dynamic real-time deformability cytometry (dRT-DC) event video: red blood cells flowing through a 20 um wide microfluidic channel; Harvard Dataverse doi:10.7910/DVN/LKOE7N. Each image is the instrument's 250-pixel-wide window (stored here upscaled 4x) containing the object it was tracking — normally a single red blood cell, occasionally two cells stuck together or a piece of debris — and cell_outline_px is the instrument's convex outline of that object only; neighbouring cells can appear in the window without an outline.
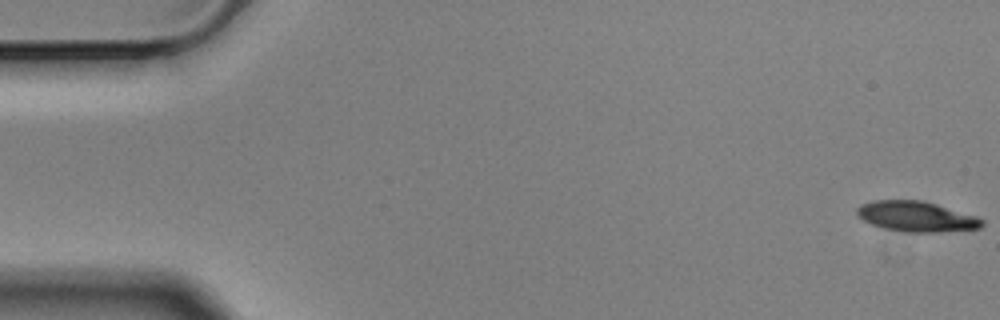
{"species": "Egyptian fruit bat (a non-hibernating species)", "species_latin": "Rousettus aegyptiacus", "temperature_condition": "cold", "stored_images_in_passage": 16, "camera_frame_rate_fps": 3000, "um_per_image_px": 0.085, "animal": {"sex": "male"}, "frame": {"image": 1, "passage_image": 1, "time_ms": 0.0, "image_size_px": [1000, 320], "cell_outline_px": [[984, 224], [980, 228], [936, 232], [908, 232], [884, 228], [872, 224], [864, 220], [856, 212], [856, 208], [860, 204], [872, 200], [924, 200], [976, 216], [984, 220]], "centroid_in_image_um": [77.89, 18.39], "position_along_channel_um": 7.1, "area_um2": 22.02}}
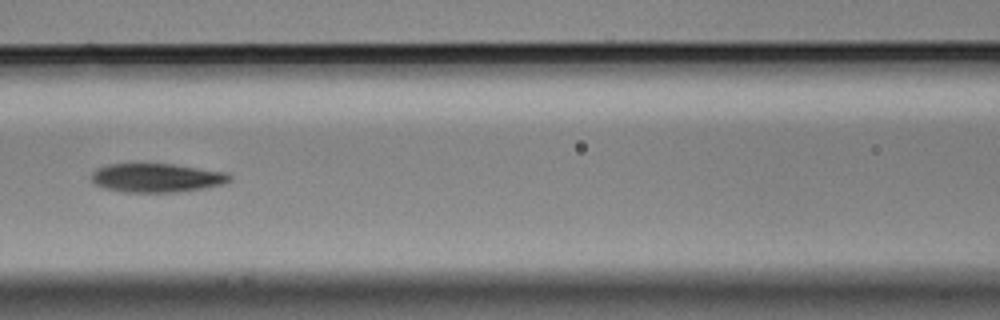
{"frame": {"image": 2, "passage_image": 7, "time_ms": 2.0, "image_size_px": [1000, 320], "cell_outline_px": [[232, 180], [224, 184], [204, 188], [176, 192], [124, 192], [104, 188], [96, 184], [92, 180], [92, 172], [96, 168], [108, 164], [172, 164], [228, 172], [232, 176]], "centroid_in_image_um": [13.35, 15.11], "position_along_channel_um": 153.2, "area_um2": 23.29}}
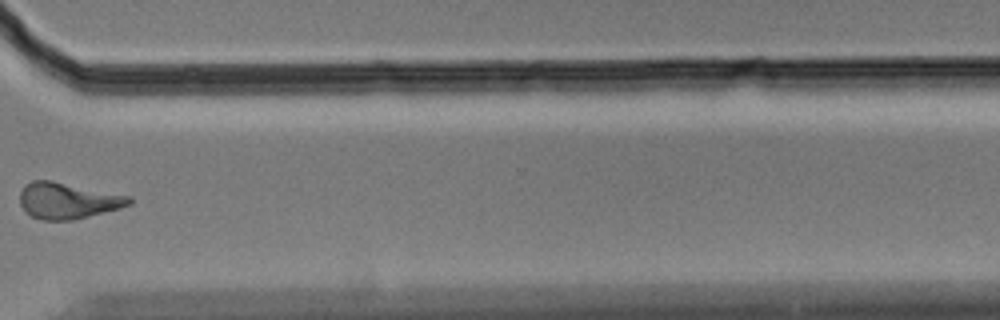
{"frame": {"image": 3, "passage_image": 12, "time_ms": 3.667, "image_size_px": [1000, 320], "cell_outline_px": [[132, 204], [120, 208], [72, 220], [40, 220], [24, 212], [20, 204], [20, 192], [24, 184], [32, 180], [52, 180], [132, 196]], "centroid_in_image_um": [5.74, 17.04], "position_along_channel_um": 364.9, "area_um2": 23.29}}